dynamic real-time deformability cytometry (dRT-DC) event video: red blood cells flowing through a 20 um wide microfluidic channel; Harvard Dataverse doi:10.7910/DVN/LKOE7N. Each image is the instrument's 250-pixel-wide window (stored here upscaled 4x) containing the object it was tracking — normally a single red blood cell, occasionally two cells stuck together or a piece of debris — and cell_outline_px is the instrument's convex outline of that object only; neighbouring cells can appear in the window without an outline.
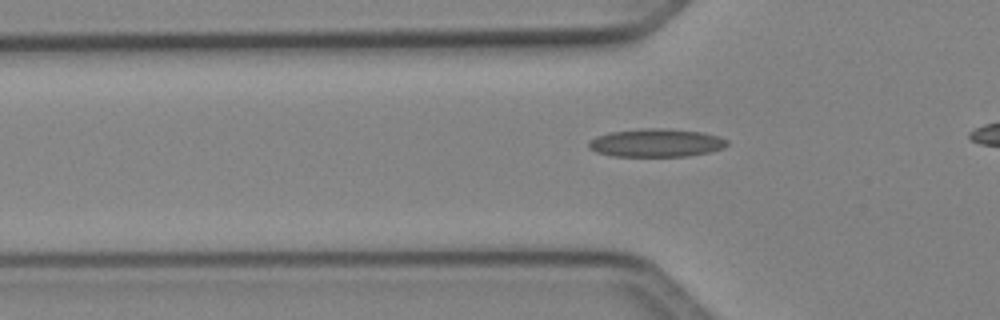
{"species": "Egyptian fruit bat (a non-hibernating species)", "species_latin": "Rousettus aegyptiacus", "temperature_condition": "cold", "stored_images_in_passage": 38, "camera_frame_rate_fps": 3000, "um_per_image_px": 0.085, "animal": {"sex": "female"}, "frame": {"image": 1, "passage_image": 12, "time_ms": 3.667, "image_size_px": [1000, 320], "cell_outline_px": [[728, 144], [724, 148], [712, 152], [688, 156], [612, 156], [596, 152], [588, 148], [588, 140], [596, 136], [612, 132], [640, 128], [664, 128], [704, 132], [728, 140]], "centroid_in_image_um": [55.77, 12.14], "position_along_channel_um": 70.0, "area_um2": 22.95}}
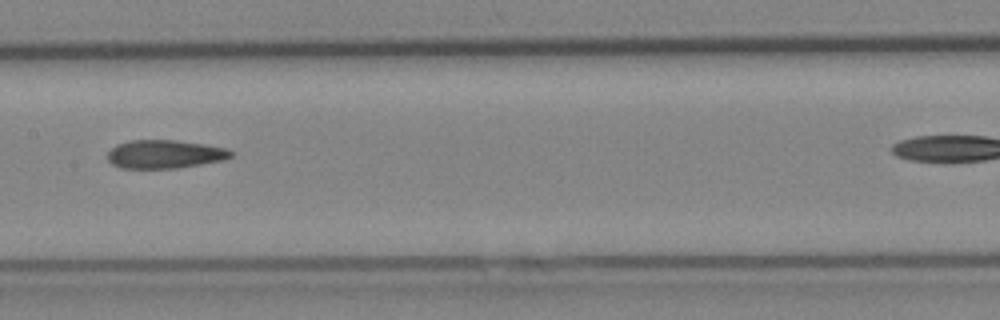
{"frame": {"image": 2, "passage_image": 21, "time_ms": 6.667, "image_size_px": [1000, 320], "cell_outline_px": [[232, 156], [224, 160], [176, 168], [120, 168], [112, 164], [108, 160], [108, 152], [116, 144], [132, 140], [176, 140], [204, 144], [224, 148], [232, 152]], "centroid_in_image_um": [13.97, 13.1], "position_along_channel_um": 193.4, "area_um2": 20.29}}
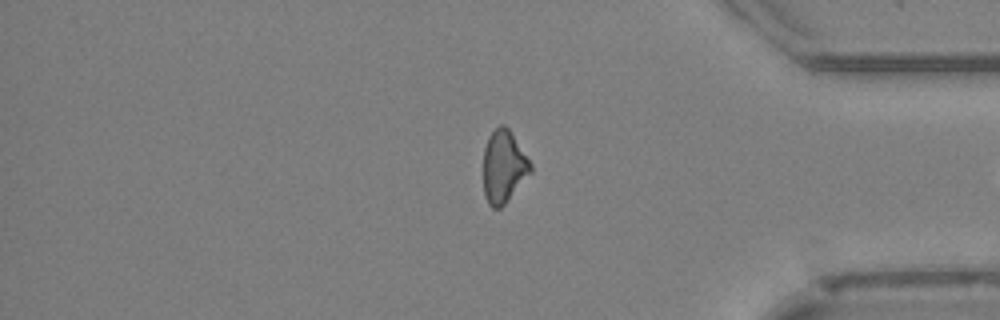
{"frame": {"image": 3, "passage_image": 37, "time_ms": 12.0, "image_size_px": [1000, 320], "cell_outline_px": [[532, 172], [504, 204], [500, 208], [492, 208], [488, 204], [484, 196], [484, 148], [488, 136], [500, 124], [504, 124], [508, 128], [532, 164]], "centroid_in_image_um": [42.81, 14.17], "position_along_channel_um": 392.4, "area_um2": 19.83}}